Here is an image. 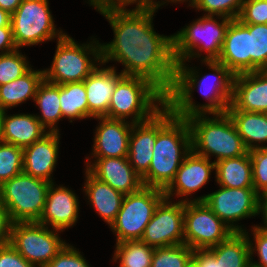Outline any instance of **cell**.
<instances>
[{"label":"cell","instance_id":"obj_41","mask_svg":"<svg viewBox=\"0 0 267 267\" xmlns=\"http://www.w3.org/2000/svg\"><path fill=\"white\" fill-rule=\"evenodd\" d=\"M255 248L252 241L249 240L250 245V260L253 261L252 255L254 251H257L259 262L250 261L251 267H267V232L262 231L254 226L253 230Z\"/></svg>","mask_w":267,"mask_h":267},{"label":"cell","instance_id":"obj_43","mask_svg":"<svg viewBox=\"0 0 267 267\" xmlns=\"http://www.w3.org/2000/svg\"><path fill=\"white\" fill-rule=\"evenodd\" d=\"M12 223L7 209L0 201V246L10 242Z\"/></svg>","mask_w":267,"mask_h":267},{"label":"cell","instance_id":"obj_42","mask_svg":"<svg viewBox=\"0 0 267 267\" xmlns=\"http://www.w3.org/2000/svg\"><path fill=\"white\" fill-rule=\"evenodd\" d=\"M0 267H36L26 261L10 244L0 246Z\"/></svg>","mask_w":267,"mask_h":267},{"label":"cell","instance_id":"obj_51","mask_svg":"<svg viewBox=\"0 0 267 267\" xmlns=\"http://www.w3.org/2000/svg\"><path fill=\"white\" fill-rule=\"evenodd\" d=\"M167 1H168V0H167ZM169 1H171V2H175V3H176V2H180V1L182 2V1H185V0H169ZM187 1H188V0H187ZM191 1H192V0H190L189 2H191Z\"/></svg>","mask_w":267,"mask_h":267},{"label":"cell","instance_id":"obj_37","mask_svg":"<svg viewBox=\"0 0 267 267\" xmlns=\"http://www.w3.org/2000/svg\"><path fill=\"white\" fill-rule=\"evenodd\" d=\"M30 69L26 57L18 49L0 54V86L21 77Z\"/></svg>","mask_w":267,"mask_h":267},{"label":"cell","instance_id":"obj_22","mask_svg":"<svg viewBox=\"0 0 267 267\" xmlns=\"http://www.w3.org/2000/svg\"><path fill=\"white\" fill-rule=\"evenodd\" d=\"M250 36L249 30L238 19L231 20L217 61L234 75L250 72Z\"/></svg>","mask_w":267,"mask_h":267},{"label":"cell","instance_id":"obj_44","mask_svg":"<svg viewBox=\"0 0 267 267\" xmlns=\"http://www.w3.org/2000/svg\"><path fill=\"white\" fill-rule=\"evenodd\" d=\"M18 49L16 47L12 27H0V54L9 53ZM3 51V52H2Z\"/></svg>","mask_w":267,"mask_h":267},{"label":"cell","instance_id":"obj_19","mask_svg":"<svg viewBox=\"0 0 267 267\" xmlns=\"http://www.w3.org/2000/svg\"><path fill=\"white\" fill-rule=\"evenodd\" d=\"M214 169L215 162L210 163V159L196 154L191 149L176 172L174 180L164 190L165 197L170 199L173 194L180 197L191 195L208 182L211 170Z\"/></svg>","mask_w":267,"mask_h":267},{"label":"cell","instance_id":"obj_10","mask_svg":"<svg viewBox=\"0 0 267 267\" xmlns=\"http://www.w3.org/2000/svg\"><path fill=\"white\" fill-rule=\"evenodd\" d=\"M11 27L17 48L65 35L62 30L56 32L48 0H23L11 15Z\"/></svg>","mask_w":267,"mask_h":267},{"label":"cell","instance_id":"obj_4","mask_svg":"<svg viewBox=\"0 0 267 267\" xmlns=\"http://www.w3.org/2000/svg\"><path fill=\"white\" fill-rule=\"evenodd\" d=\"M213 116L211 119L205 114H197L186 118L191 130L192 150L208 159L211 154L216 155L215 163L245 155L248 150L229 115L224 113Z\"/></svg>","mask_w":267,"mask_h":267},{"label":"cell","instance_id":"obj_46","mask_svg":"<svg viewBox=\"0 0 267 267\" xmlns=\"http://www.w3.org/2000/svg\"><path fill=\"white\" fill-rule=\"evenodd\" d=\"M115 3L121 4V5H129L137 3L136 6H157L158 8L163 5L159 2H154V0H112Z\"/></svg>","mask_w":267,"mask_h":267},{"label":"cell","instance_id":"obj_48","mask_svg":"<svg viewBox=\"0 0 267 267\" xmlns=\"http://www.w3.org/2000/svg\"><path fill=\"white\" fill-rule=\"evenodd\" d=\"M11 26V15L0 8V27Z\"/></svg>","mask_w":267,"mask_h":267},{"label":"cell","instance_id":"obj_28","mask_svg":"<svg viewBox=\"0 0 267 267\" xmlns=\"http://www.w3.org/2000/svg\"><path fill=\"white\" fill-rule=\"evenodd\" d=\"M215 172L220 186L233 189L254 188L249 151L245 155L216 162Z\"/></svg>","mask_w":267,"mask_h":267},{"label":"cell","instance_id":"obj_33","mask_svg":"<svg viewBox=\"0 0 267 267\" xmlns=\"http://www.w3.org/2000/svg\"><path fill=\"white\" fill-rule=\"evenodd\" d=\"M193 250L186 244L155 248L151 267H186L192 259Z\"/></svg>","mask_w":267,"mask_h":267},{"label":"cell","instance_id":"obj_23","mask_svg":"<svg viewBox=\"0 0 267 267\" xmlns=\"http://www.w3.org/2000/svg\"><path fill=\"white\" fill-rule=\"evenodd\" d=\"M124 77L115 67H98L83 81L89 107V117H108V107L116 84Z\"/></svg>","mask_w":267,"mask_h":267},{"label":"cell","instance_id":"obj_6","mask_svg":"<svg viewBox=\"0 0 267 267\" xmlns=\"http://www.w3.org/2000/svg\"><path fill=\"white\" fill-rule=\"evenodd\" d=\"M214 16L204 15L191 25L172 35L173 57L177 63L192 57H200V52H207L203 61L218 60L221 55L225 33L232 19L222 17L221 23L213 19ZM197 52L194 49H198ZM196 55V56H195Z\"/></svg>","mask_w":267,"mask_h":267},{"label":"cell","instance_id":"obj_24","mask_svg":"<svg viewBox=\"0 0 267 267\" xmlns=\"http://www.w3.org/2000/svg\"><path fill=\"white\" fill-rule=\"evenodd\" d=\"M155 142L156 114L148 121L132 125L127 158L141 178L149 170Z\"/></svg>","mask_w":267,"mask_h":267},{"label":"cell","instance_id":"obj_27","mask_svg":"<svg viewBox=\"0 0 267 267\" xmlns=\"http://www.w3.org/2000/svg\"><path fill=\"white\" fill-rule=\"evenodd\" d=\"M226 113L234 123L237 133L241 136L248 151L267 147L259 146V143L267 142V113L241 110H227Z\"/></svg>","mask_w":267,"mask_h":267},{"label":"cell","instance_id":"obj_47","mask_svg":"<svg viewBox=\"0 0 267 267\" xmlns=\"http://www.w3.org/2000/svg\"><path fill=\"white\" fill-rule=\"evenodd\" d=\"M23 0H0V8L12 15Z\"/></svg>","mask_w":267,"mask_h":267},{"label":"cell","instance_id":"obj_9","mask_svg":"<svg viewBox=\"0 0 267 267\" xmlns=\"http://www.w3.org/2000/svg\"><path fill=\"white\" fill-rule=\"evenodd\" d=\"M164 197V190L147 186L125 195L122 206L110 225L117 236L116 243L141 240L145 227Z\"/></svg>","mask_w":267,"mask_h":267},{"label":"cell","instance_id":"obj_3","mask_svg":"<svg viewBox=\"0 0 267 267\" xmlns=\"http://www.w3.org/2000/svg\"><path fill=\"white\" fill-rule=\"evenodd\" d=\"M191 149L187 119L175 116L166 105L162 106L156 113V142L149 170L142 177L144 186L165 190Z\"/></svg>","mask_w":267,"mask_h":267},{"label":"cell","instance_id":"obj_14","mask_svg":"<svg viewBox=\"0 0 267 267\" xmlns=\"http://www.w3.org/2000/svg\"><path fill=\"white\" fill-rule=\"evenodd\" d=\"M164 197L144 229L141 241L153 248L184 243V206L187 199L171 203Z\"/></svg>","mask_w":267,"mask_h":267},{"label":"cell","instance_id":"obj_50","mask_svg":"<svg viewBox=\"0 0 267 267\" xmlns=\"http://www.w3.org/2000/svg\"><path fill=\"white\" fill-rule=\"evenodd\" d=\"M260 72L267 77V63L260 69Z\"/></svg>","mask_w":267,"mask_h":267},{"label":"cell","instance_id":"obj_39","mask_svg":"<svg viewBox=\"0 0 267 267\" xmlns=\"http://www.w3.org/2000/svg\"><path fill=\"white\" fill-rule=\"evenodd\" d=\"M237 19L242 24H267V0H245Z\"/></svg>","mask_w":267,"mask_h":267},{"label":"cell","instance_id":"obj_52","mask_svg":"<svg viewBox=\"0 0 267 267\" xmlns=\"http://www.w3.org/2000/svg\"><path fill=\"white\" fill-rule=\"evenodd\" d=\"M2 142V132H1V123H0V143Z\"/></svg>","mask_w":267,"mask_h":267},{"label":"cell","instance_id":"obj_17","mask_svg":"<svg viewBox=\"0 0 267 267\" xmlns=\"http://www.w3.org/2000/svg\"><path fill=\"white\" fill-rule=\"evenodd\" d=\"M228 110L267 113V77L260 71L235 75Z\"/></svg>","mask_w":267,"mask_h":267},{"label":"cell","instance_id":"obj_30","mask_svg":"<svg viewBox=\"0 0 267 267\" xmlns=\"http://www.w3.org/2000/svg\"><path fill=\"white\" fill-rule=\"evenodd\" d=\"M34 101L41 109V117L36 115V118L49 132L58 131L55 128V124L59 119L63 118L60 99H59V85L47 82H43L39 85Z\"/></svg>","mask_w":267,"mask_h":267},{"label":"cell","instance_id":"obj_32","mask_svg":"<svg viewBox=\"0 0 267 267\" xmlns=\"http://www.w3.org/2000/svg\"><path fill=\"white\" fill-rule=\"evenodd\" d=\"M154 249L141 240L116 243L113 260H120L119 267H151Z\"/></svg>","mask_w":267,"mask_h":267},{"label":"cell","instance_id":"obj_1","mask_svg":"<svg viewBox=\"0 0 267 267\" xmlns=\"http://www.w3.org/2000/svg\"><path fill=\"white\" fill-rule=\"evenodd\" d=\"M109 21L114 40L101 44V63L118 61L125 66L124 76L149 79L165 95L171 90L176 62L171 36L159 35L152 25L157 6H136L132 10L112 0H92L90 3Z\"/></svg>","mask_w":267,"mask_h":267},{"label":"cell","instance_id":"obj_40","mask_svg":"<svg viewBox=\"0 0 267 267\" xmlns=\"http://www.w3.org/2000/svg\"><path fill=\"white\" fill-rule=\"evenodd\" d=\"M45 267H90L86 260L73 246L64 248Z\"/></svg>","mask_w":267,"mask_h":267},{"label":"cell","instance_id":"obj_2","mask_svg":"<svg viewBox=\"0 0 267 267\" xmlns=\"http://www.w3.org/2000/svg\"><path fill=\"white\" fill-rule=\"evenodd\" d=\"M203 62L216 72V74H213L215 77L214 84L207 83L210 79L209 74L198 80V72L193 68L187 69L184 62L176 64L174 83L171 90L166 94L165 102L175 116L188 118L197 114H224L228 110L231 104L235 75L217 60ZM196 86L201 94L209 100V103L201 106L194 104L191 94Z\"/></svg>","mask_w":267,"mask_h":267},{"label":"cell","instance_id":"obj_34","mask_svg":"<svg viewBox=\"0 0 267 267\" xmlns=\"http://www.w3.org/2000/svg\"><path fill=\"white\" fill-rule=\"evenodd\" d=\"M250 33V72L267 63V24H243Z\"/></svg>","mask_w":267,"mask_h":267},{"label":"cell","instance_id":"obj_15","mask_svg":"<svg viewBox=\"0 0 267 267\" xmlns=\"http://www.w3.org/2000/svg\"><path fill=\"white\" fill-rule=\"evenodd\" d=\"M249 239L246 230L234 232L216 246L193 250L192 259L199 267H251Z\"/></svg>","mask_w":267,"mask_h":267},{"label":"cell","instance_id":"obj_11","mask_svg":"<svg viewBox=\"0 0 267 267\" xmlns=\"http://www.w3.org/2000/svg\"><path fill=\"white\" fill-rule=\"evenodd\" d=\"M56 231L38 222L12 223L9 243L29 263L45 267L66 245Z\"/></svg>","mask_w":267,"mask_h":267},{"label":"cell","instance_id":"obj_20","mask_svg":"<svg viewBox=\"0 0 267 267\" xmlns=\"http://www.w3.org/2000/svg\"><path fill=\"white\" fill-rule=\"evenodd\" d=\"M79 202L75 193L66 187H56L51 183L44 206L43 213L38 223L45 226L51 225L57 230H65L73 226L78 218Z\"/></svg>","mask_w":267,"mask_h":267},{"label":"cell","instance_id":"obj_38","mask_svg":"<svg viewBox=\"0 0 267 267\" xmlns=\"http://www.w3.org/2000/svg\"><path fill=\"white\" fill-rule=\"evenodd\" d=\"M252 172L253 187L260 195L267 191V147H259L249 151Z\"/></svg>","mask_w":267,"mask_h":267},{"label":"cell","instance_id":"obj_36","mask_svg":"<svg viewBox=\"0 0 267 267\" xmlns=\"http://www.w3.org/2000/svg\"><path fill=\"white\" fill-rule=\"evenodd\" d=\"M245 0H192L189 6L208 12L206 16L237 19Z\"/></svg>","mask_w":267,"mask_h":267},{"label":"cell","instance_id":"obj_29","mask_svg":"<svg viewBox=\"0 0 267 267\" xmlns=\"http://www.w3.org/2000/svg\"><path fill=\"white\" fill-rule=\"evenodd\" d=\"M44 80V71L32 70L21 77L0 86V111L23 103L28 98L34 100L39 85Z\"/></svg>","mask_w":267,"mask_h":267},{"label":"cell","instance_id":"obj_25","mask_svg":"<svg viewBox=\"0 0 267 267\" xmlns=\"http://www.w3.org/2000/svg\"><path fill=\"white\" fill-rule=\"evenodd\" d=\"M0 123L2 141L21 148L30 146L48 133L36 115L13 114L9 116L5 111H0Z\"/></svg>","mask_w":267,"mask_h":267},{"label":"cell","instance_id":"obj_21","mask_svg":"<svg viewBox=\"0 0 267 267\" xmlns=\"http://www.w3.org/2000/svg\"><path fill=\"white\" fill-rule=\"evenodd\" d=\"M59 131L49 132L30 146L23 148V173L53 183L59 150Z\"/></svg>","mask_w":267,"mask_h":267},{"label":"cell","instance_id":"obj_26","mask_svg":"<svg viewBox=\"0 0 267 267\" xmlns=\"http://www.w3.org/2000/svg\"><path fill=\"white\" fill-rule=\"evenodd\" d=\"M86 184L84 190L88 200L108 225L115 220L124 199V194L113 189L110 185L94 177L86 169Z\"/></svg>","mask_w":267,"mask_h":267},{"label":"cell","instance_id":"obj_7","mask_svg":"<svg viewBox=\"0 0 267 267\" xmlns=\"http://www.w3.org/2000/svg\"><path fill=\"white\" fill-rule=\"evenodd\" d=\"M57 42L52 66L43 70L47 82L56 85L82 82L98 67L88 55L92 54L96 62H102L99 41L79 45L65 34Z\"/></svg>","mask_w":267,"mask_h":267},{"label":"cell","instance_id":"obj_31","mask_svg":"<svg viewBox=\"0 0 267 267\" xmlns=\"http://www.w3.org/2000/svg\"><path fill=\"white\" fill-rule=\"evenodd\" d=\"M59 99L62 116L72 119L89 118V107L84 82L59 85Z\"/></svg>","mask_w":267,"mask_h":267},{"label":"cell","instance_id":"obj_16","mask_svg":"<svg viewBox=\"0 0 267 267\" xmlns=\"http://www.w3.org/2000/svg\"><path fill=\"white\" fill-rule=\"evenodd\" d=\"M90 164H86V167L94 177L124 195L144 186L142 178L134 171L127 157L97 158Z\"/></svg>","mask_w":267,"mask_h":267},{"label":"cell","instance_id":"obj_45","mask_svg":"<svg viewBox=\"0 0 267 267\" xmlns=\"http://www.w3.org/2000/svg\"><path fill=\"white\" fill-rule=\"evenodd\" d=\"M263 213L264 226H255L256 228L267 232V191L259 195L258 213Z\"/></svg>","mask_w":267,"mask_h":267},{"label":"cell","instance_id":"obj_35","mask_svg":"<svg viewBox=\"0 0 267 267\" xmlns=\"http://www.w3.org/2000/svg\"><path fill=\"white\" fill-rule=\"evenodd\" d=\"M23 172V148L0 143V185Z\"/></svg>","mask_w":267,"mask_h":267},{"label":"cell","instance_id":"obj_12","mask_svg":"<svg viewBox=\"0 0 267 267\" xmlns=\"http://www.w3.org/2000/svg\"><path fill=\"white\" fill-rule=\"evenodd\" d=\"M233 233L203 201L185 202L184 244L192 250L216 246Z\"/></svg>","mask_w":267,"mask_h":267},{"label":"cell","instance_id":"obj_18","mask_svg":"<svg viewBox=\"0 0 267 267\" xmlns=\"http://www.w3.org/2000/svg\"><path fill=\"white\" fill-rule=\"evenodd\" d=\"M99 127L94 137L93 153L95 158L128 157L131 128L134 123L122 119L96 117Z\"/></svg>","mask_w":267,"mask_h":267},{"label":"cell","instance_id":"obj_8","mask_svg":"<svg viewBox=\"0 0 267 267\" xmlns=\"http://www.w3.org/2000/svg\"><path fill=\"white\" fill-rule=\"evenodd\" d=\"M50 182L21 173L0 185V201L8 211L10 220L38 222Z\"/></svg>","mask_w":267,"mask_h":267},{"label":"cell","instance_id":"obj_5","mask_svg":"<svg viewBox=\"0 0 267 267\" xmlns=\"http://www.w3.org/2000/svg\"><path fill=\"white\" fill-rule=\"evenodd\" d=\"M165 102L166 95L149 79L124 76L112 94L108 118L125 120L133 116L132 123H142L159 112L162 108L158 106L166 105Z\"/></svg>","mask_w":267,"mask_h":267},{"label":"cell","instance_id":"obj_13","mask_svg":"<svg viewBox=\"0 0 267 267\" xmlns=\"http://www.w3.org/2000/svg\"><path fill=\"white\" fill-rule=\"evenodd\" d=\"M190 201H203L234 232L245 230L233 222L259 214V194L254 188L233 189L221 186L216 192Z\"/></svg>","mask_w":267,"mask_h":267},{"label":"cell","instance_id":"obj_49","mask_svg":"<svg viewBox=\"0 0 267 267\" xmlns=\"http://www.w3.org/2000/svg\"><path fill=\"white\" fill-rule=\"evenodd\" d=\"M186 267H199V265L193 259H191Z\"/></svg>","mask_w":267,"mask_h":267}]
</instances>
